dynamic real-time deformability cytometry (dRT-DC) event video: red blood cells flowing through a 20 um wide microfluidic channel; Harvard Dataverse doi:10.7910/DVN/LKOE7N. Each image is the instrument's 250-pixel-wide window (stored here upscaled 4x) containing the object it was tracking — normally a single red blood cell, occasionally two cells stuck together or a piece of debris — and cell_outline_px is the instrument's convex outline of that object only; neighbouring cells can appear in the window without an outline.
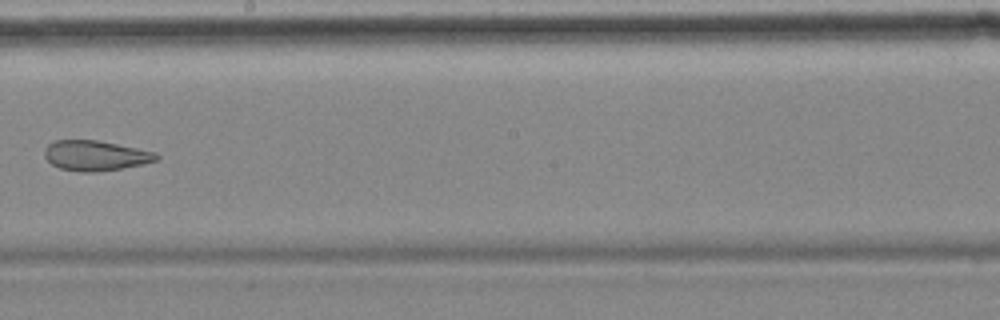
{"species": "common noctule bat (a hibernating species)", "species_latin": "Nyctalus noctula", "temperature_condition": "cold", "stored_images_in_passage": 14, "camera_frame_rate_fps": 3000, "um_per_image_px": 0.085, "animal": {"sex": "female", "body_mass_g": 18.4}, "frame": {"image": 1, "passage_image": 8, "time_ms": 10.0, "image_size_px": [1000, 320], "cell_outline_px": [[160, 156], [156, 160], [140, 164], [120, 168], [96, 172], [80, 172], [60, 168], [52, 164], [44, 156], [44, 148], [48, 144], [56, 140], [96, 140], [156, 152]], "centroid_in_image_um": [8.07, 13.22], "position_along_channel_um": 240.1, "area_um2": 19.42}, "authors_computed_cell_mechanics": {"area_um2": 22.831, "velocity_mm_per_s": 3.5069, "shape_relaxation_time_tau1_ms": null, "shape_relaxation_time_tau2_ms": 1.5511, "deformation_change_tau1": null, "deformation_change_tau2": 0.0755}}